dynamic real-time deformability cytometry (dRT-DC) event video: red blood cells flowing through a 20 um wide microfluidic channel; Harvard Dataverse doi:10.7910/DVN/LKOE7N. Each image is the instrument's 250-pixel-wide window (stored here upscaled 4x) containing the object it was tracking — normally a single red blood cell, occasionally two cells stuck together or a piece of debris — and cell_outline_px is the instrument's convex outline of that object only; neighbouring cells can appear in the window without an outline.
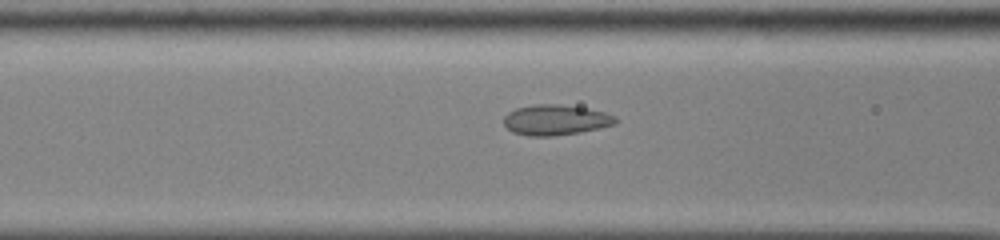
{"species": "common noctule bat (a hibernating species)", "species_latin": "Nyctalus noctula", "temperature_condition": "cold", "stored_images_in_passage": 47, "camera_frame_rate_fps": 3000, "um_per_image_px": 0.085, "animal": {"sex": "male", "body_mass_g": 13.0, "forearm_length_mm": 53.1}, "frame": {"image": 1, "passage_image": 17, "time_ms": 5.333, "image_size_px": [1000, 240], "cell_outline_px": [[616, 124], [600, 128], [580, 132], [556, 136], [528, 136], [512, 132], [504, 124], [504, 116], [508, 112], [516, 108], [536, 104], [556, 104], [584, 108], [604, 112], [616, 116]], "centroid_in_image_um": [47.21, 10.2], "position_along_channel_um": 119.4, "area_um2": 19.77}}
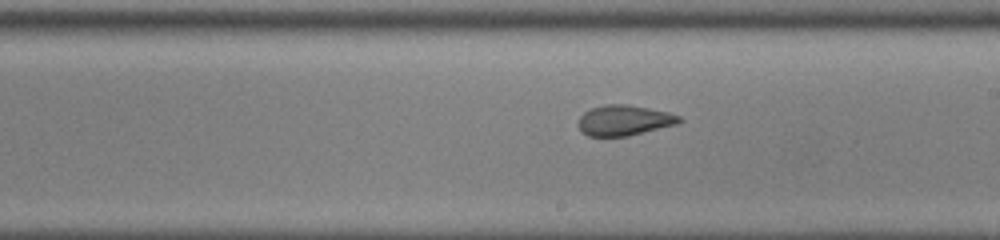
{"frame": {"image": 2, "passage_image": 26, "time_ms": 8.333, "image_size_px": [1000, 240], "cell_outline_px": [[684, 120], [680, 124], [628, 136], [588, 136], [580, 132], [576, 124], [580, 116], [584, 112], [592, 108], [608, 104], [628, 104], [668, 112], [680, 116]], "centroid_in_image_um": [53.06, 10.24], "position_along_channel_um": 235.9, "area_um2": 18.21}}
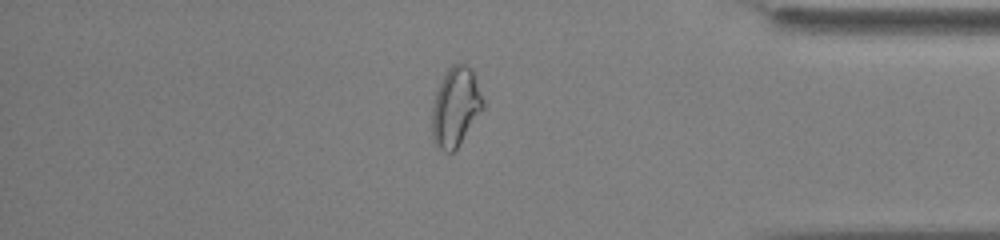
{"frame": {"image": 3, "passage_image": 40, "time_ms": 13.0, "image_size_px": [1000, 240], "cell_outline_px": [[484, 108], [456, 148], [452, 152], [444, 152], [432, 140], [432, 104], [436, 92], [448, 68], [452, 64], [464, 64], [472, 68], [484, 100]], "centroid_in_image_um": [38.73, 9.08], "position_along_channel_um": 396.5, "area_um2": 23.35}, "authors_computed_cell_mechanics": {"area_um2": 19.941, "velocity_mm_per_s": 3.8843, "shape_relaxation_time_tau1_ms": null, "shape_relaxation_time_tau2_ms": 1.3905, "deformation_change_tau1": null, "deformation_change_tau2": 0.0673}}